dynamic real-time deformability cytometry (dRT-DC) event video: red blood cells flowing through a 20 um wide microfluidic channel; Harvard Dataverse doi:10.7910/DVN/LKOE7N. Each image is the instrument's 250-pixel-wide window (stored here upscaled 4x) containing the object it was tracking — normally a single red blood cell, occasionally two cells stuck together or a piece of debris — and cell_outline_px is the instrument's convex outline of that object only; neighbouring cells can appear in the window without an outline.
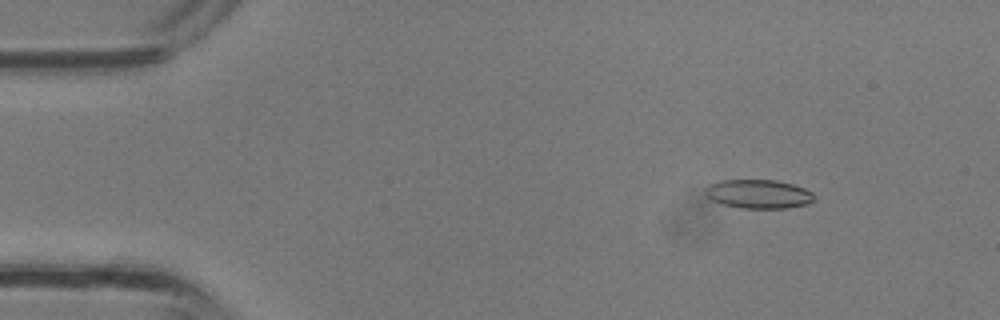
{"species": "common noctule bat (a hibernating species)", "species_latin": "Nyctalus noctula", "temperature_condition": "room temperature", "stored_images_in_passage": 35, "camera_frame_rate_fps": 3000, "um_per_image_px": 0.085, "animal": {"sex": "male", "body_mass_g": 13.3}, "frame": {"image": 1, "passage_image": 5, "time_ms": 1.333, "image_size_px": [1000, 320], "cell_outline_px": [[816, 196], [808, 204], [788, 208], [740, 208], [724, 204], [712, 200], [704, 192], [704, 188], [708, 184], [720, 180], [776, 180], [792, 184], [804, 188], [812, 192]], "centroid_in_image_um": [64.47, 16.48], "position_along_channel_um": 20.5, "area_um2": 18.38}}
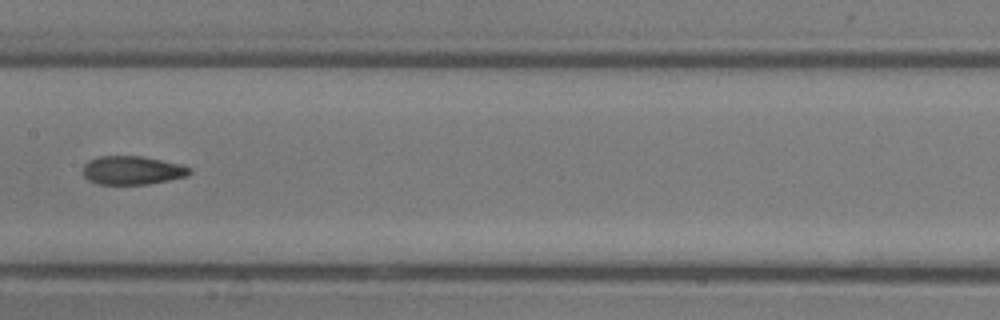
{"frame": {"image": 2, "passage_image": 18, "time_ms": 5.667, "image_size_px": [1000, 320], "cell_outline_px": [[192, 172], [184, 176], [168, 180], [148, 184], [96, 184], [88, 180], [84, 176], [84, 164], [88, 160], [100, 156], [144, 156], [180, 164], [192, 168]], "centroid_in_image_um": [11.23, 14.47], "position_along_channel_um": 196.2, "area_um2": 17.74}}
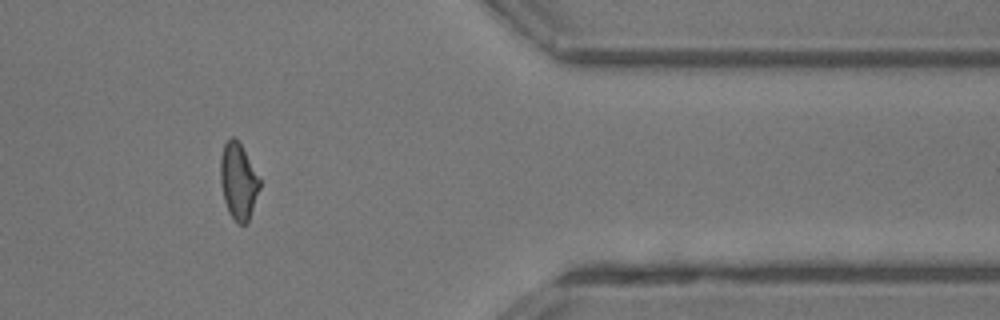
{"frame": {"image": 3, "passage_image": 29, "time_ms": 9.333, "image_size_px": [1000, 320], "cell_outline_px": [[260, 188], [248, 224], [240, 224], [228, 212], [224, 200], [220, 180], [220, 156], [224, 144], [232, 136], [240, 144], [260, 180]], "centroid_in_image_um": [20.25, 15.44], "position_along_channel_um": 391.2, "area_um2": 17.22}}